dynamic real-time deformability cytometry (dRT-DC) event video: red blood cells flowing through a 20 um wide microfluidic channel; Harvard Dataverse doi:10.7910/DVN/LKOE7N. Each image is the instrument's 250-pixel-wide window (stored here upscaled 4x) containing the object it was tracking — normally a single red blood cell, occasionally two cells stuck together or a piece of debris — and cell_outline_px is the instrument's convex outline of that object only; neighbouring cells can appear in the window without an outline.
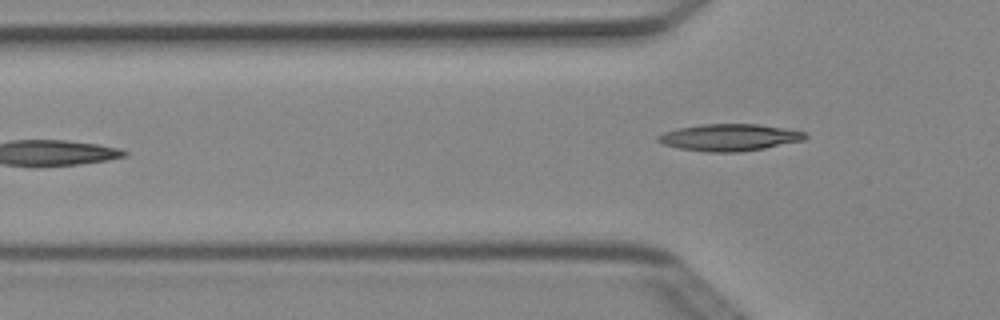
{"species": "Egyptian fruit bat (a non-hibernating species)", "species_latin": "Rousettus aegyptiacus", "temperature_condition": "cold", "stored_images_in_passage": 5, "camera_frame_rate_fps": 3000, "um_per_image_px": 0.085, "animal": {"sex": "female"}, "frame": {"image": 1, "passage_image": 5, "time_ms": 1.333, "image_size_px": [1000, 320], "cell_outline_px": [[808, 136], [804, 140], [764, 148], [740, 152], [708, 152], [680, 148], [664, 144], [656, 140], [656, 136], [664, 132], [676, 128], [700, 124], [756, 124], [784, 128], [804, 132]], "centroid_in_image_um": [61.97, 11.67], "position_along_channel_um": 63.8, "area_um2": 23.0}}